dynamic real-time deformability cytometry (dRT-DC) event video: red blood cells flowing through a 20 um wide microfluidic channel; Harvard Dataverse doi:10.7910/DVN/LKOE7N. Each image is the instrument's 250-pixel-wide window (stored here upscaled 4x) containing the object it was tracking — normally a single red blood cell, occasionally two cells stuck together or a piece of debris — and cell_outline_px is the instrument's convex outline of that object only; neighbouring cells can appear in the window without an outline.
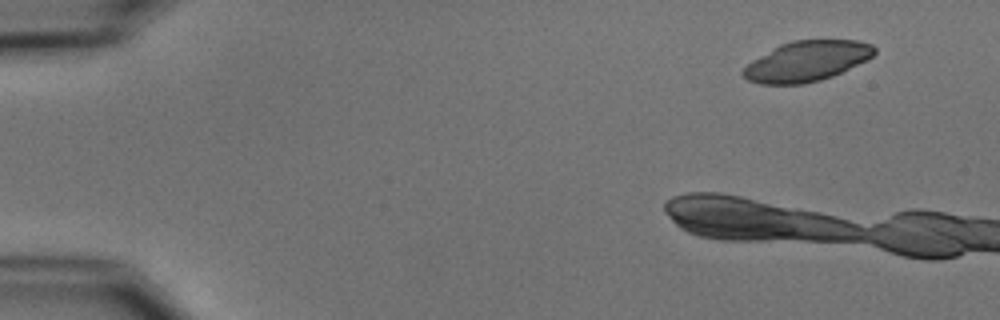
{"species": "common noctule bat (a hibernating species)", "species_latin": "Nyctalus noctula", "temperature_condition": "cold", "stored_images_in_passage": 4, "camera_frame_rate_fps": 3000, "um_per_image_px": 0.085, "animal": {"sex": "male", "body_mass_g": 15.6}, "frame": {"image": 1, "passage_image": 1, "time_ms": 0.0, "image_size_px": [1000, 320], "cell_outline_px": [[876, 52], [868, 60], [832, 76], [820, 80], [804, 84], [760, 84], [748, 80], [740, 72], [752, 60], [772, 48], [780, 44], [792, 40], [860, 40], [872, 44], [876, 48]], "centroid_in_image_um": [68.59, 5.19], "position_along_channel_um": 16.4, "area_um2": 30.92}}